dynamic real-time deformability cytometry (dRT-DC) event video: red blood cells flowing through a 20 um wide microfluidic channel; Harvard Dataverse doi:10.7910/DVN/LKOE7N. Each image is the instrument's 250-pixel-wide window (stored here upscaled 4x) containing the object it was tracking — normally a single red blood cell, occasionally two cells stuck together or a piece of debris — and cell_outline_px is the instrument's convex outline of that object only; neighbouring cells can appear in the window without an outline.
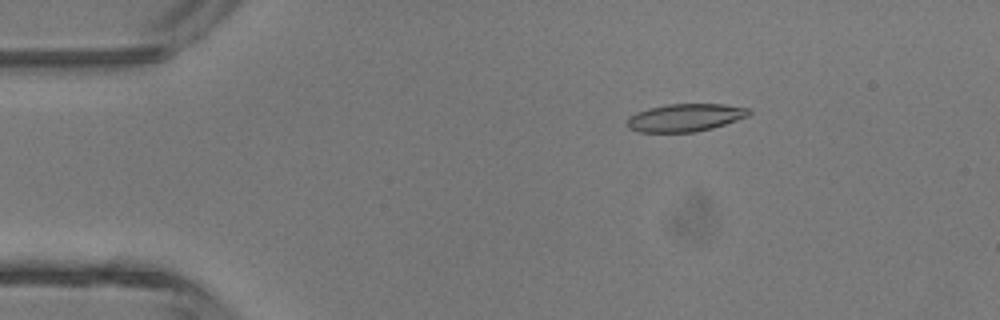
{"species": "common noctule bat (a hibernating species)", "species_latin": "Nyctalus noctula", "temperature_condition": "room temperature", "stored_images_in_passage": 4, "camera_frame_rate_fps": 3000, "um_per_image_px": 0.085, "animal": {"sex": "male", "body_mass_g": 13.3}, "frame": {"image": 1, "passage_image": 1, "time_ms": 0.0, "image_size_px": [1000, 320], "cell_outline_px": [[752, 112], [748, 116], [712, 128], [696, 132], [640, 132], [628, 128], [624, 124], [628, 116], [636, 112], [648, 108], [668, 104], [724, 104], [752, 108]], "centroid_in_image_um": [58.22, 9.99], "position_along_channel_um": 26.8, "area_um2": 19.94}}
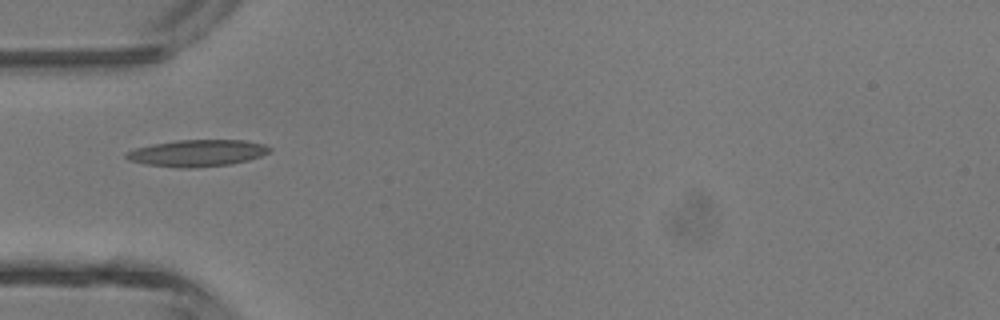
{"frame": {"image": 2, "passage_image": 3, "time_ms": 2.333, "image_size_px": [1000, 320], "cell_outline_px": [[272, 152], [248, 160], [232, 164], [192, 168], [176, 168], [144, 164], [128, 160], [124, 156], [128, 152], [136, 148], [156, 144], [180, 140], [248, 140], [264, 144], [272, 148]], "centroid_in_image_um": [16.82, 13.02], "position_along_channel_um": 68.2, "area_um2": 22.37}}
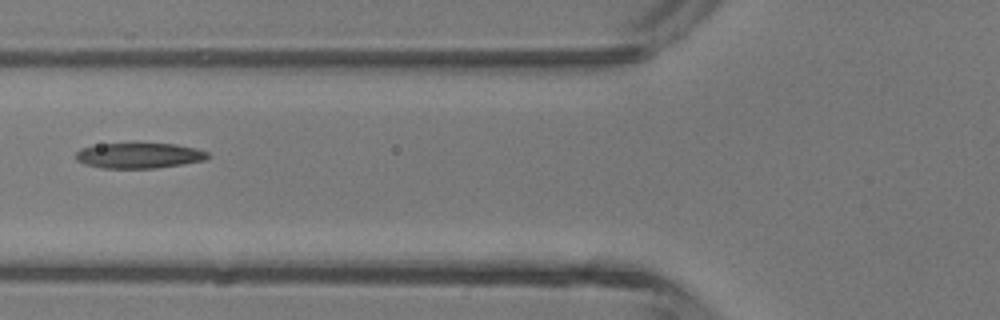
{"frame": {"image": 3, "passage_image": 4, "time_ms": 3.333, "image_size_px": [1000, 320], "cell_outline_px": [[208, 156], [204, 160], [156, 168], [100, 168], [84, 164], [76, 160], [76, 152], [80, 148], [100, 144], [176, 144], [196, 148], [208, 152]], "centroid_in_image_um": [11.78, 13.22], "position_along_channel_um": 114.0, "area_um2": 19.36}}